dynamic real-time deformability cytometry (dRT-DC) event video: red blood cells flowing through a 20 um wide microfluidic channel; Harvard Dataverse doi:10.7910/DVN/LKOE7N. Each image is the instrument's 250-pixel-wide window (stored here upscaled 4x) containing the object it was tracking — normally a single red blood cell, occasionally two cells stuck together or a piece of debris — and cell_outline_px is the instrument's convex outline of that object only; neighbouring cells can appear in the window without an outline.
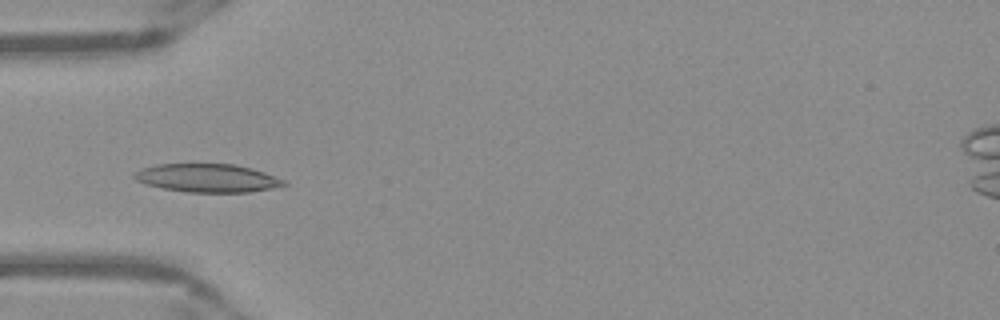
{"species": "Egyptian fruit bat (a non-hibernating species)", "species_latin": "Rousettus aegyptiacus", "temperature_condition": "warm", "stored_images_in_passage": 50, "camera_frame_rate_fps": 3000, "um_per_image_px": 0.085, "frame": {"image": 1, "passage_image": 15, "time_ms": 4.667, "image_size_px": [1000, 320], "cell_outline_px": [[288, 184], [272, 188], [248, 192], [188, 192], [164, 188], [144, 184], [136, 180], [132, 176], [140, 168], [156, 164], [236, 164], [252, 168], [264, 172], [284, 180]], "centroid_in_image_um": [17.61, 15.12], "position_along_channel_um": 67.4, "area_um2": 24.62}}
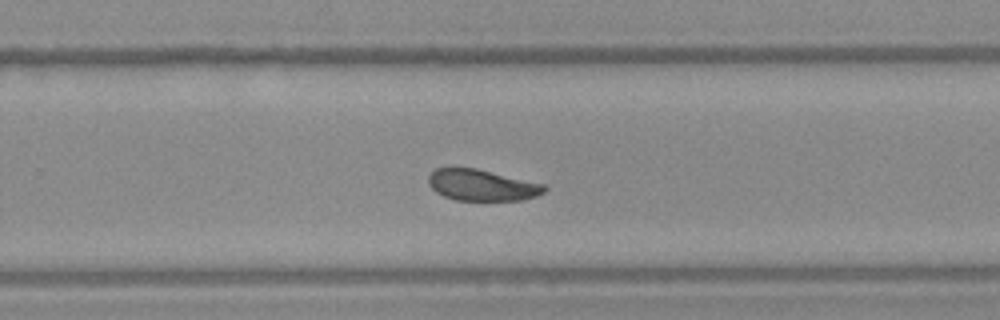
{"frame": {"image": 2, "passage_image": 32, "time_ms": 10.333, "image_size_px": [1000, 320], "cell_outline_px": [[548, 188], [544, 192], [536, 196], [524, 200], [456, 200], [444, 196], [436, 192], [428, 184], [428, 176], [436, 168], [476, 168], [544, 184]], "centroid_in_image_um": [40.96, 15.74], "position_along_channel_um": 288.8, "area_um2": 21.04}}
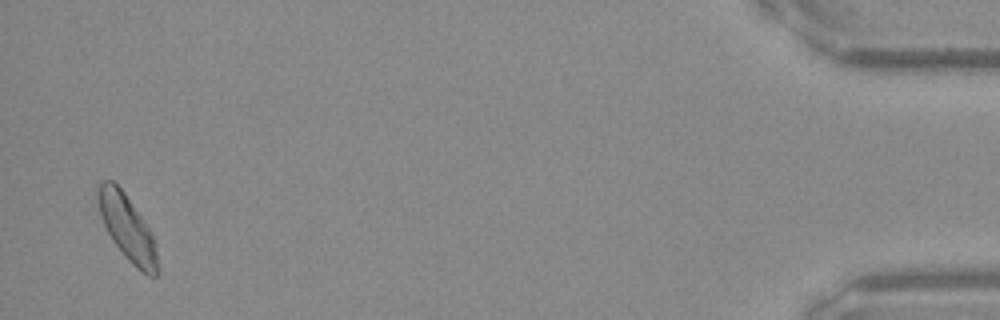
{"frame": {"image": 3, "passage_image": 49, "time_ms": 16.0, "image_size_px": [1000, 320], "cell_outline_px": [[160, 268], [156, 276], [148, 276], [136, 268], [128, 260], [112, 240], [100, 216], [96, 200], [96, 188], [104, 180], [112, 180], [124, 192], [152, 232]], "centroid_in_image_um": [10.81, 19.37], "position_along_channel_um": 424.4, "area_um2": 22.83}, "authors_computed_cell_mechanics": {"area_um2": 22.1952, "velocity_mm_per_s": 3.8964, "shape_relaxation_time_tau1_ms": 3.2197, "shape_relaxation_time_tau2_ms": 3.9194, "deformation_change_tau1": 0.1136, "deformation_change_tau2": 0.0763}}